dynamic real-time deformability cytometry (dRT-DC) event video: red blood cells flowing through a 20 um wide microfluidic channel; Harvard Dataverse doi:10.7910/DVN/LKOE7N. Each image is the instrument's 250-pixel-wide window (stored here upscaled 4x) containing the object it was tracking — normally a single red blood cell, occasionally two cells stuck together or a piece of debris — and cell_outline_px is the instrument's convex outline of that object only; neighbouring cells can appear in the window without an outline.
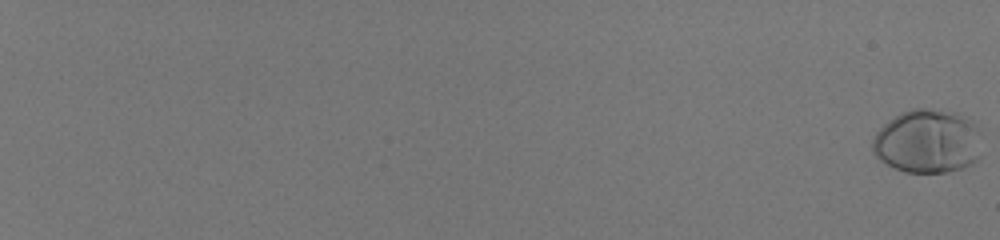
{"species": "human", "species_latin": "Homo sapiens", "temperature_condition": "room temperature", "stored_images_in_passage": 60, "camera_frame_rate_fps": 3000, "um_per_image_px": 0.085, "donor": {"sex": "male"}, "frame": {"image": 1, "passage_image": 1, "time_ms": 0.0, "image_size_px": [1000, 240], "cell_outline_px": [[980, 156], [972, 164], [964, 168], [948, 172], [904, 172], [880, 160], [872, 152], [872, 140], [876, 132], [884, 124], [900, 112], [912, 108], [924, 108], [956, 112], [968, 120], [980, 132]], "centroid_in_image_um": [78.83, 12.02], "position_along_channel_um": 6.2, "area_um2": 40.69}}
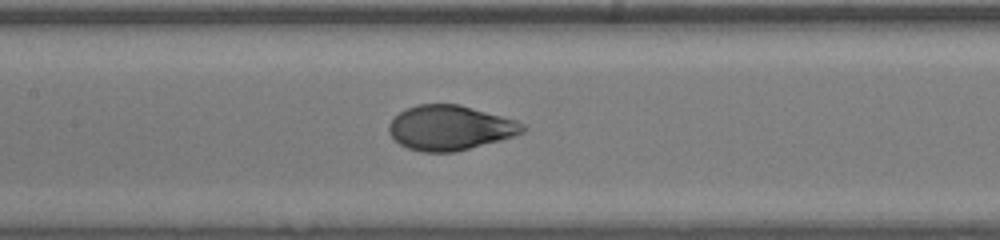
{"frame": {"image": 2, "passage_image": 37, "time_ms": 12.0, "image_size_px": [1000, 240], "cell_outline_px": [[528, 128], [524, 132], [516, 136], [452, 152], [424, 152], [408, 148], [400, 144], [388, 132], [388, 124], [400, 112], [416, 104], [460, 104], [516, 120], [524, 124]], "centroid_in_image_um": [38.28, 10.85], "position_along_channel_um": 169.1, "area_um2": 34.8}}
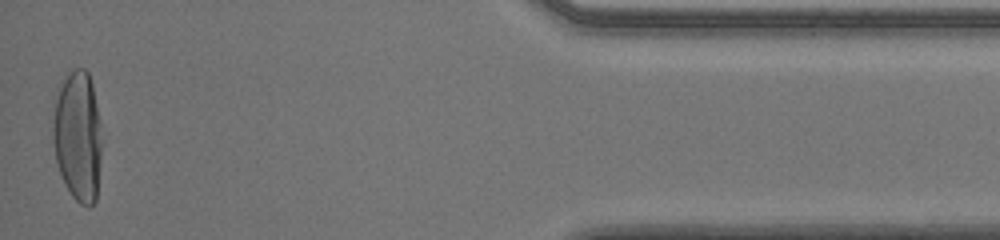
{"frame": {"image": 3, "passage_image": 60, "time_ms": 19.667, "image_size_px": [1000, 240], "cell_outline_px": [[100, 160], [96, 200], [88, 208], [80, 204], [72, 196], [64, 184], [56, 160], [52, 140], [52, 124], [56, 88], [68, 68], [84, 68], [88, 72], [92, 84], [100, 120]], "centroid_in_image_um": [6.57, 11.5], "position_along_channel_um": 428.6, "area_um2": 37.86}, "authors_computed_cell_mechanics": {"area_um2": 36.4429, "velocity_mm_per_s": 4.0234, "shape_relaxation_time_tau1_ms": 3.4033, "shape_relaxation_time_tau2_ms": null, "deformation_change_tau1": 0.2253, "deformation_change_tau2": null}}